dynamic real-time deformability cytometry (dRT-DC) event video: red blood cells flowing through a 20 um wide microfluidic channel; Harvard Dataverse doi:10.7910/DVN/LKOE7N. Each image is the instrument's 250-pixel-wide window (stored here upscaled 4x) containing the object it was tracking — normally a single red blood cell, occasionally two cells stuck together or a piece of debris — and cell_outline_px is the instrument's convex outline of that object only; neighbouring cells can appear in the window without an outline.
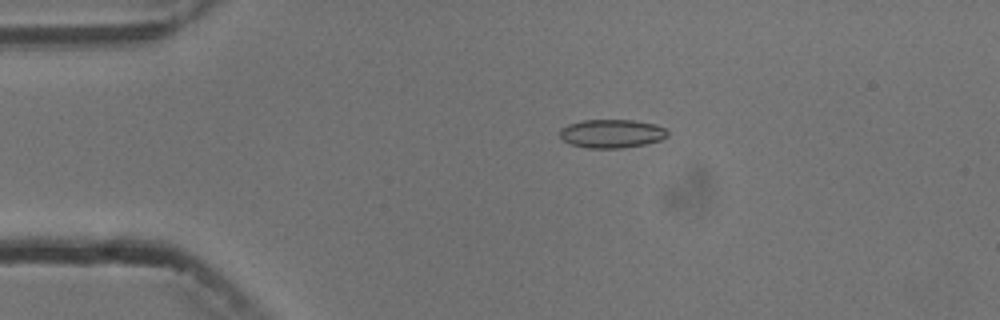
{"species": "common noctule bat (a hibernating species)", "species_latin": "Nyctalus noctula", "temperature_condition": "cold", "stored_images_in_passage": 5, "camera_frame_rate_fps": 3000, "um_per_image_px": 0.085, "animal": {"sex": "male", "body_mass_g": 13.3}, "frame": {"image": 1, "passage_image": 3, "time_ms": 2.333, "image_size_px": [1000, 320], "cell_outline_px": [[668, 136], [660, 140], [644, 144], [624, 148], [588, 148], [572, 144], [564, 140], [560, 136], [560, 128], [568, 124], [584, 120], [632, 120], [656, 124], [664, 128], [668, 132]], "centroid_in_image_um": [52.0, 11.35], "position_along_channel_um": 33.0, "area_um2": 17.86}}
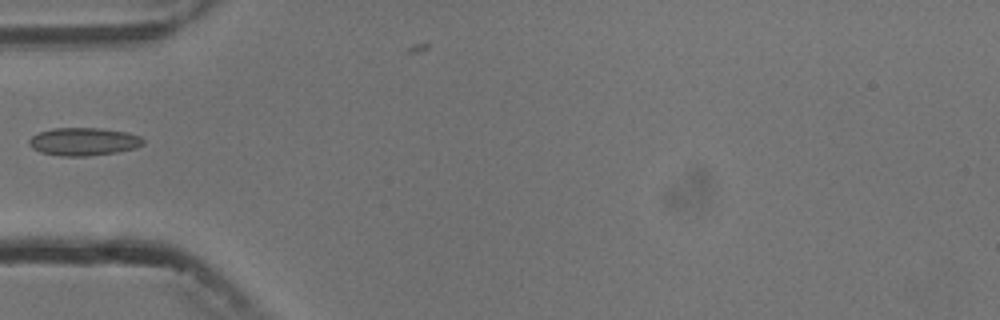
{"frame": {"image": 2, "passage_image": 5, "time_ms": 4.667, "image_size_px": [1000, 320], "cell_outline_px": [[144, 144], [136, 148], [116, 152], [88, 156], [60, 156], [40, 152], [32, 148], [28, 144], [28, 140], [32, 136], [40, 132], [52, 128], [100, 128], [124, 132], [140, 136], [144, 140]], "centroid_in_image_um": [7.09, 12.04], "position_along_channel_um": 77.9, "area_um2": 18.55}}